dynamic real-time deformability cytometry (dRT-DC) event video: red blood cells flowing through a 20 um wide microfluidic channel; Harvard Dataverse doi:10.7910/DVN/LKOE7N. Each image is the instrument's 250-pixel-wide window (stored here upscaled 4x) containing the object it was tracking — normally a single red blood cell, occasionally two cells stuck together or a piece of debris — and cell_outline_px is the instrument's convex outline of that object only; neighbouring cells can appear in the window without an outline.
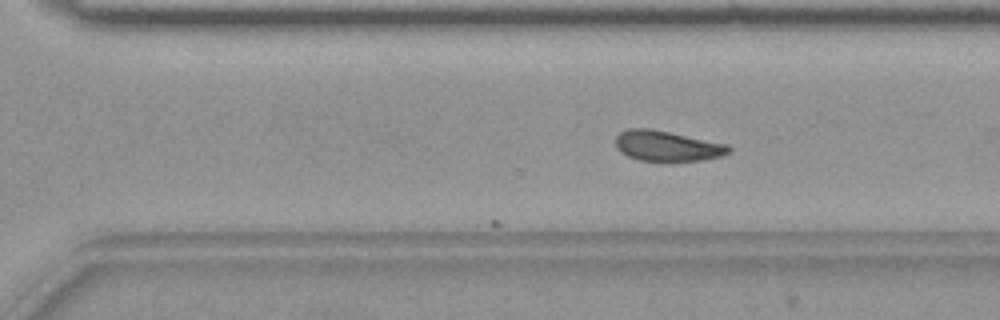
{"species": "common noctule bat (a hibernating species)", "species_latin": "Nyctalus noctula", "temperature_condition": "warm", "stored_images_in_passage": 29, "camera_frame_rate_fps": 3000, "um_per_image_px": 0.085, "animal": {"sex": "female", "body_mass_g": 19.9}, "frame": {"image": 1, "passage_image": 29, "time_ms": 9.333, "image_size_px": [1000, 320], "cell_outline_px": [[732, 148], [728, 152], [720, 156], [700, 160], [640, 160], [628, 156], [620, 152], [616, 148], [616, 136], [620, 132], [628, 128], [652, 128], [728, 144]], "centroid_in_image_um": [56.68, 12.38], "position_along_channel_um": 313.9, "area_um2": 19.88}}